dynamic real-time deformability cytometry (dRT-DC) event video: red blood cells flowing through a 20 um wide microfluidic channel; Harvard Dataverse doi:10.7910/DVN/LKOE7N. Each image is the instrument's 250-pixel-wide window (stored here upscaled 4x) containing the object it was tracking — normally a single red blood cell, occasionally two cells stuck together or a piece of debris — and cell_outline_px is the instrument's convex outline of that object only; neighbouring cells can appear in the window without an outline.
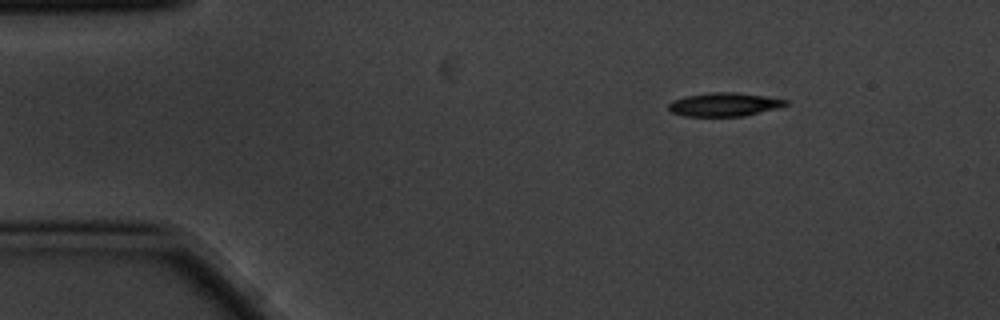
{"species": "common noctule bat (a hibernating species)", "species_latin": "Nyctalus noctula", "temperature_condition": "cold", "stored_images_in_passage": 5, "camera_frame_rate_fps": 3000, "um_per_image_px": 0.085, "animal": {"sex": "male", "body_mass_g": 20.1, "forearm_length_mm": 53.5}, "frame": {"image": 1, "passage_image": 5, "time_ms": 1.333, "image_size_px": [1000, 320], "cell_outline_px": [[788, 104], [776, 108], [744, 116], [684, 116], [672, 112], [668, 108], [668, 104], [672, 100], [684, 96], [712, 92], [736, 92], [764, 96], [788, 100]], "centroid_in_image_um": [61.52, 8.87], "position_along_channel_um": 23.5, "area_um2": 16.01}}